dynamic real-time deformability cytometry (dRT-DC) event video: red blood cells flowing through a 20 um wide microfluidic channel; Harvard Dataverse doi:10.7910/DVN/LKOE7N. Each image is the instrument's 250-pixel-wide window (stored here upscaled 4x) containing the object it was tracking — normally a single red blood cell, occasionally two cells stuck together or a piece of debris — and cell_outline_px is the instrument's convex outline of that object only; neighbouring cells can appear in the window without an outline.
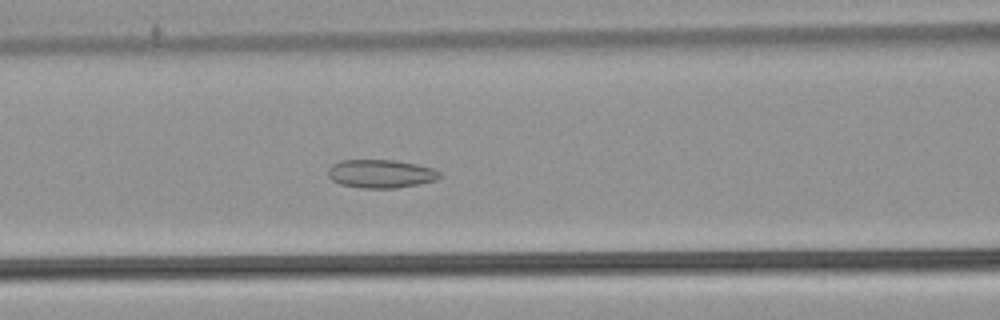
{"species": "common noctule bat (a hibernating species)", "species_latin": "Nyctalus noctula", "temperature_condition": "warm", "stored_images_in_passage": 50, "camera_frame_rate_fps": 3000, "um_per_image_px": 0.085, "animal": {"sex": "male", "body_mass_g": 21.5, "forearm_length_mm": 52.0}, "frame": {"image": 1, "passage_image": 24, "time_ms": 7.667, "image_size_px": [1000, 320], "cell_outline_px": [[444, 176], [436, 180], [420, 184], [396, 188], [360, 188], [340, 184], [332, 180], [328, 176], [328, 168], [332, 164], [340, 160], [392, 160], [416, 164], [432, 168], [440, 172]], "centroid_in_image_um": [32.37, 14.77], "position_along_channel_um": 134.2, "area_um2": 18.61}}
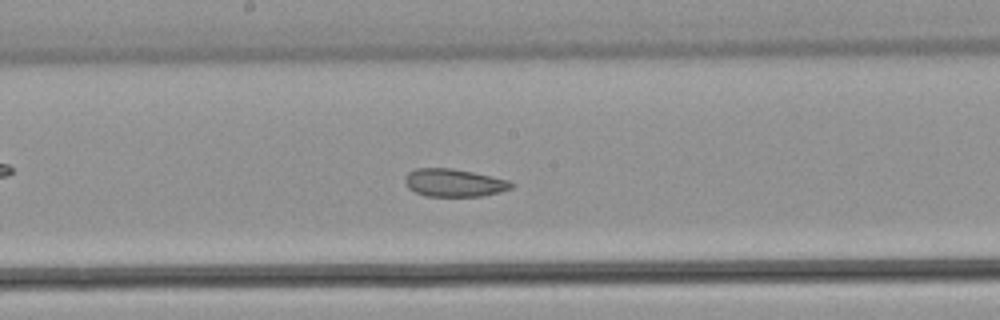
{"frame": {"image": 2, "passage_image": 30, "time_ms": 9.667, "image_size_px": [1000, 320], "cell_outline_px": [[516, 184], [512, 188], [500, 192], [484, 196], [424, 196], [408, 188], [404, 184], [404, 176], [408, 172], [416, 168], [452, 168], [472, 172], [508, 180]], "centroid_in_image_um": [38.57, 15.54], "position_along_channel_um": 209.6, "area_um2": 17.4}}
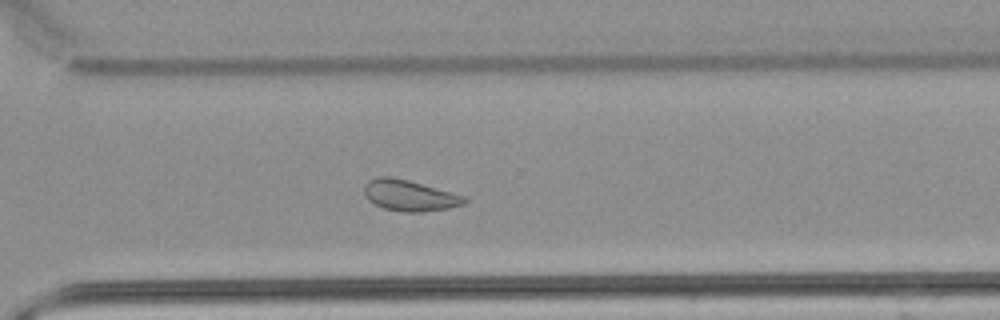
{"frame": {"image": 3, "passage_image": 40, "time_ms": 13.0, "image_size_px": [1000, 320], "cell_outline_px": [[468, 200], [464, 204], [448, 208], [420, 212], [404, 212], [384, 208], [368, 200], [364, 196], [364, 184], [368, 180], [376, 176], [388, 176], [408, 180], [468, 196]], "centroid_in_image_um": [34.81, 16.6], "position_along_channel_um": 335.8, "area_um2": 18.26}, "authors_computed_cell_mechanics": {"area_um2": 19.7098, "velocity_mm_per_s": 3.7855, "shape_relaxation_time_tau1_ms": null, "shape_relaxation_time_tau2_ms": 3.7246, "deformation_change_tau1": null, "deformation_change_tau2": 0.0949}}